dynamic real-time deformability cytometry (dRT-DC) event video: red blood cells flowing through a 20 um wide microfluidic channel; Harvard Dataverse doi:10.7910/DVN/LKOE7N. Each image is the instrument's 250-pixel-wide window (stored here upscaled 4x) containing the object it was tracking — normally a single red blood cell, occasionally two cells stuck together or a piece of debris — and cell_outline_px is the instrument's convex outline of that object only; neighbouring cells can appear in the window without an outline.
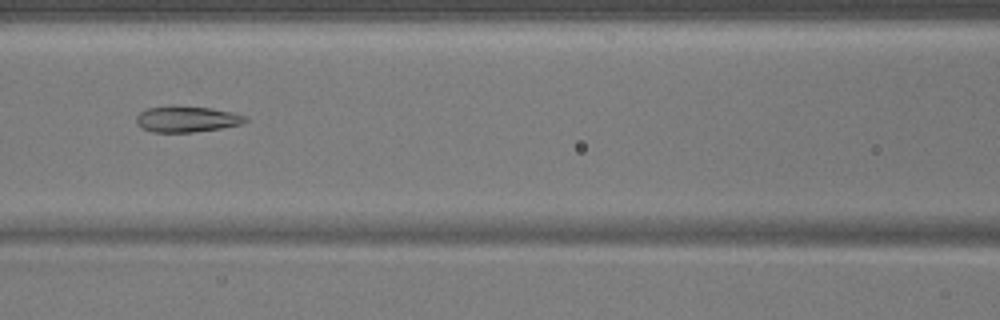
{"species": "common noctule bat (a hibernating species)", "species_latin": "Nyctalus noctula", "temperature_condition": "warm", "stored_images_in_passage": 51, "camera_frame_rate_fps": 3000, "um_per_image_px": 0.085, "animal": {"sex": "male", "body_mass_g": 17.9}, "frame": {"image": 1, "passage_image": 23, "time_ms": 7.333, "image_size_px": [1000, 320], "cell_outline_px": [[248, 120], [244, 124], [220, 128], [192, 132], [152, 132], [136, 124], [136, 116], [140, 112], [148, 108], [212, 108], [232, 112], [248, 116]], "centroid_in_image_um": [15.94, 10.16], "position_along_channel_um": 150.7, "area_um2": 15.95}}
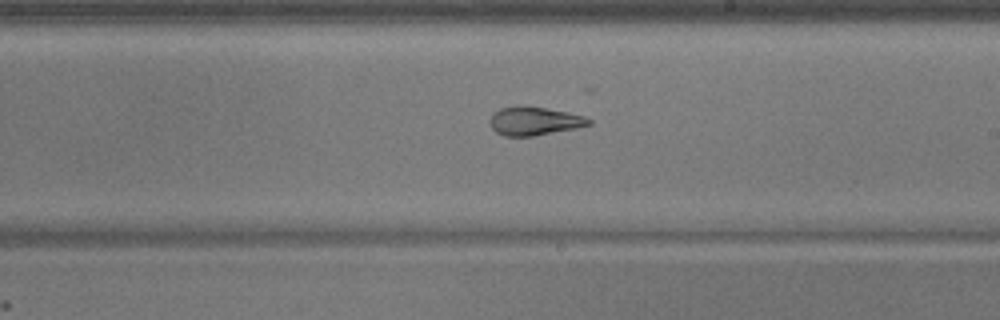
{"frame": {"image": 2, "passage_image": 30, "time_ms": 9.667, "image_size_px": [1000, 320], "cell_outline_px": [[592, 124], [576, 128], [532, 136], [504, 136], [496, 132], [492, 128], [492, 112], [500, 108], [516, 104], [520, 104], [568, 112], [584, 116], [592, 120]], "centroid_in_image_um": [45.41, 10.27], "position_along_channel_um": 243.6, "area_um2": 16.47}}
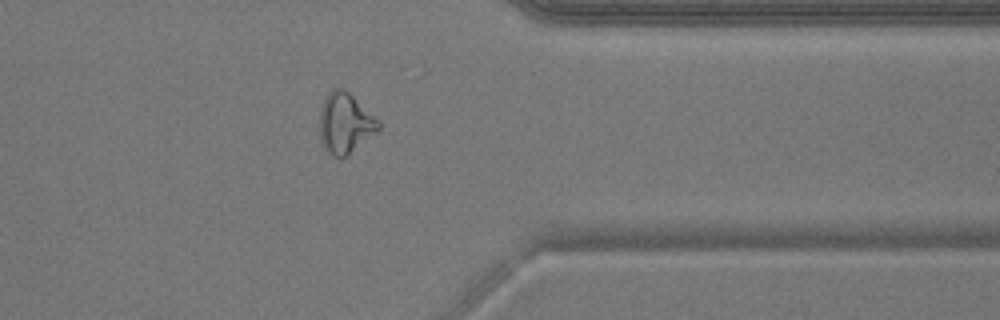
{"frame": {"image": 3, "passage_image": 41, "time_ms": 13.333, "image_size_px": [1000, 320], "cell_outline_px": [[380, 128], [376, 132], [340, 160], [332, 156], [328, 152], [320, 140], [320, 112], [324, 100], [328, 92], [332, 88], [344, 88], [380, 120]], "centroid_in_image_um": [29.33, 10.46], "position_along_channel_um": 382.1, "area_um2": 20.63}}